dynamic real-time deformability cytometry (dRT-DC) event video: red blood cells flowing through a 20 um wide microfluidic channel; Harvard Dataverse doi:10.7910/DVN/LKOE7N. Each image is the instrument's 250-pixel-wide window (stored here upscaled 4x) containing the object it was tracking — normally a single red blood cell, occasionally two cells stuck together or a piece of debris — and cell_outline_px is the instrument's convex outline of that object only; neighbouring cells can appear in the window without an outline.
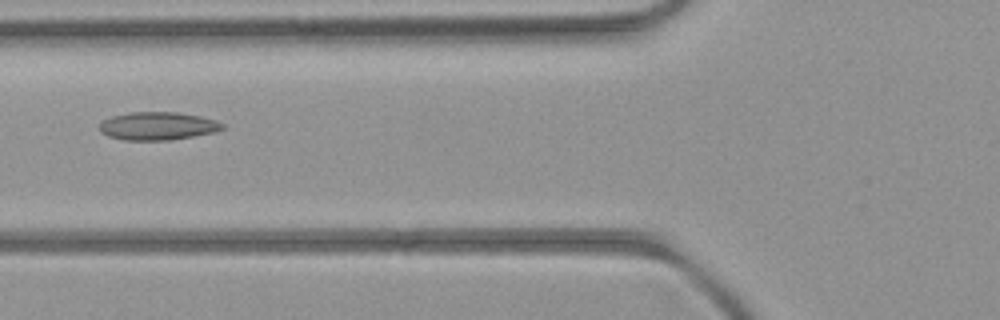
{"species": "common noctule bat (a hibernating species)", "species_latin": "Nyctalus noctula", "temperature_condition": "room temperature", "stored_images_in_passage": 2, "camera_frame_rate_fps": 3000, "um_per_image_px": 0.085, "animal": {"sex": "female", "body_mass_g": 21.9}, "frame": {"image": 1, "passage_image": 2, "time_ms": 1.0, "image_size_px": [1000, 320], "cell_outline_px": [[224, 128], [212, 132], [172, 140], [124, 140], [108, 136], [100, 132], [100, 124], [104, 120], [112, 116], [132, 112], [176, 112], [200, 116], [216, 120], [224, 124]], "centroid_in_image_um": [13.4, 10.71], "position_along_channel_um": 112.4, "area_um2": 19.94}}